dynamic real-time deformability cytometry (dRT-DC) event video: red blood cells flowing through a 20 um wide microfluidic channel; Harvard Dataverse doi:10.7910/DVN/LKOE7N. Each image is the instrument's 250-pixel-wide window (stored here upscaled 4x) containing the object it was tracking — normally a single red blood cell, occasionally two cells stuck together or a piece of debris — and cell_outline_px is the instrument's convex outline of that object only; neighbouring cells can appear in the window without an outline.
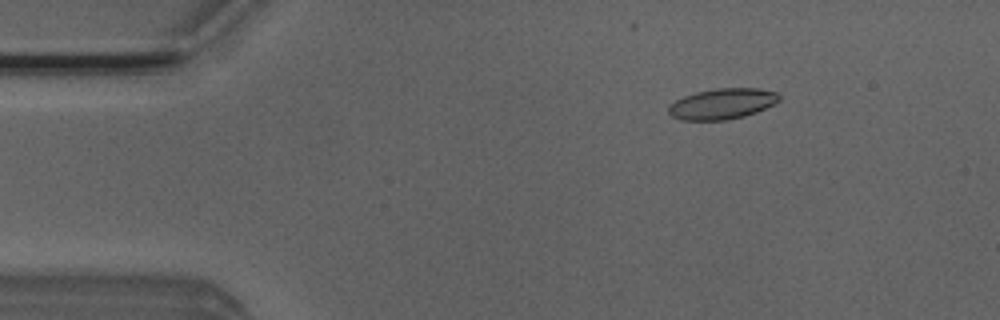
{"species": "Egyptian fruit bat (a non-hibernating species)", "species_latin": "Rousettus aegyptiacus", "temperature_condition": "room temperature", "stored_images_in_passage": 52, "camera_frame_rate_fps": 3000, "um_per_image_px": 0.085, "animal": {"sex": "male"}, "frame": {"image": 1, "passage_image": 8, "time_ms": 2.333, "image_size_px": [1000, 320], "cell_outline_px": [[780, 100], [756, 112], [744, 116], [728, 120], [680, 120], [672, 116], [668, 112], [668, 104], [684, 96], [696, 92], [716, 88], [760, 88], [776, 92], [780, 96]], "centroid_in_image_um": [61.36, 8.82], "position_along_channel_um": 23.6, "area_um2": 19.83}}
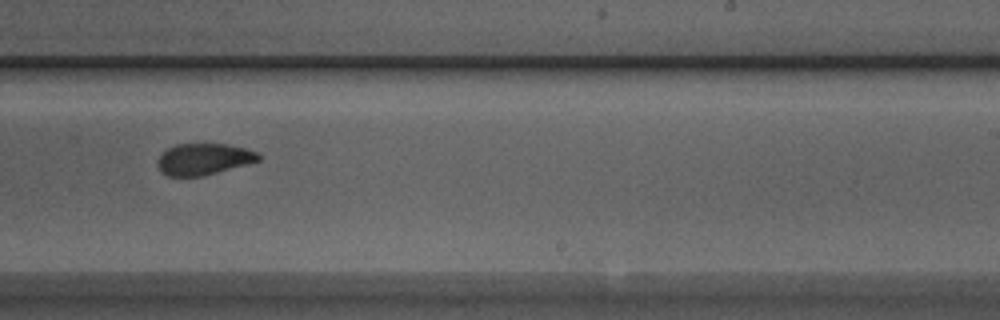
{"frame": {"image": 2, "passage_image": 32, "time_ms": 10.333, "image_size_px": [1000, 320], "cell_outline_px": [[260, 160], [248, 164], [204, 176], [168, 176], [160, 172], [156, 164], [160, 156], [168, 148], [176, 144], [224, 144], [244, 148], [256, 152], [260, 156]], "centroid_in_image_um": [17.29, 13.54], "position_along_channel_um": 271.7, "area_um2": 18.44}}
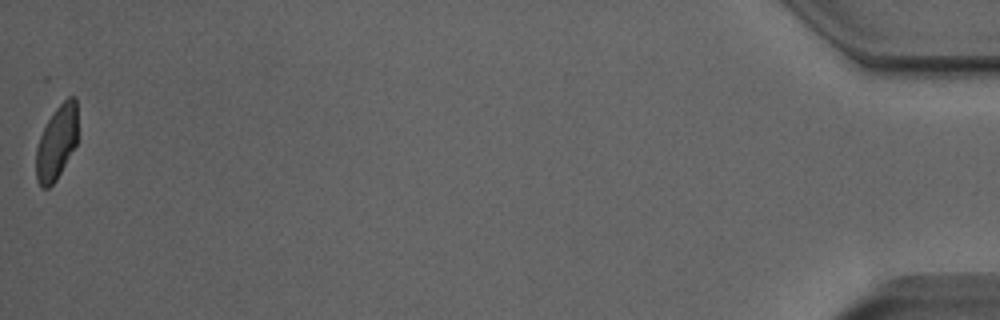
{"frame": {"image": 3, "passage_image": 52, "time_ms": 17.0, "image_size_px": [1000, 320], "cell_outline_px": [[76, 144], [56, 180], [48, 188], [40, 188], [36, 180], [36, 148], [40, 136], [48, 120], [56, 108], [68, 96], [76, 96]], "centroid_in_image_um": [4.79, 12.14], "position_along_channel_um": 430.4, "area_um2": 17.74}, "authors_computed_cell_mechanics": {"area_um2": 19.5075, "velocity_mm_per_s": 3.9545, "shape_relaxation_time_tau1_ms": 7.8781, "shape_relaxation_time_tau2_ms": 1.8693, "deformation_change_tau1": 0.1747, "deformation_change_tau2": 0.08}}